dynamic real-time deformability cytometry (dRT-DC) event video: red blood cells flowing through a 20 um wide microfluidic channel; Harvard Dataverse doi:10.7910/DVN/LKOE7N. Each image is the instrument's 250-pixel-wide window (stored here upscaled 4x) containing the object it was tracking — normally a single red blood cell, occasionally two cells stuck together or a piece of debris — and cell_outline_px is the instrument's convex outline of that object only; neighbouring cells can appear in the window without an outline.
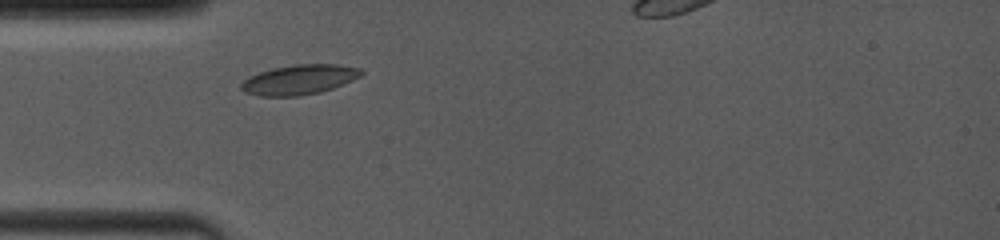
{"species": "common noctule bat (a hibernating species)", "species_latin": "Nyctalus noctula", "temperature_condition": "room temperature", "stored_images_in_passage": 32, "camera_frame_rate_fps": 4000, "um_per_image_px": 0.085, "animal": {"sex": "female", "body_mass_g": 19.0, "forearm_length_mm": 53.3}, "frame": {"image": 1, "passage_image": 4, "time_ms": 1.5, "image_size_px": [1000, 240], "cell_outline_px": [[364, 72], [360, 76], [352, 80], [332, 88], [320, 92], [300, 96], [260, 96], [244, 92], [240, 88], [240, 84], [244, 80], [260, 72], [272, 68], [296, 64], [336, 64], [360, 68]], "centroid_in_image_um": [25.43, 6.77], "position_along_channel_um": 59.6, "area_um2": 20.75}}
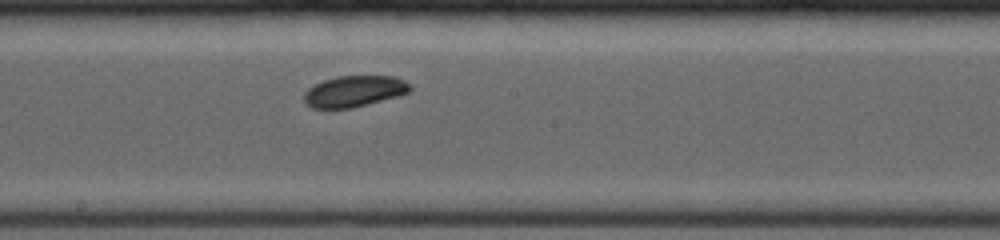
{"frame": {"image": 2, "passage_image": 16, "time_ms": 5.5, "image_size_px": [1000, 240], "cell_outline_px": [[412, 88], [408, 92], [400, 96], [352, 108], [312, 108], [304, 104], [304, 92], [308, 88], [324, 80], [336, 76], [396, 76], [404, 80]], "centroid_in_image_um": [30.1, 7.76], "position_along_channel_um": 218.1, "area_um2": 19.36}}
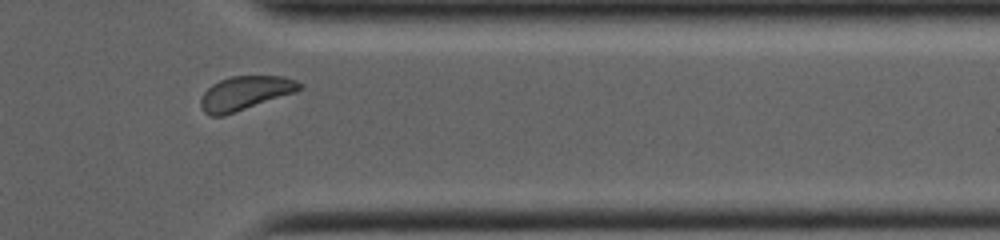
{"frame": {"image": 3, "passage_image": 28, "time_ms": 9.75, "image_size_px": [1000, 240], "cell_outline_px": [[304, 84], [296, 92], [224, 116], [212, 116], [204, 112], [200, 104], [200, 96], [212, 84], [220, 80], [232, 76], [284, 76], [296, 80]], "centroid_in_image_um": [20.83, 7.91], "position_along_channel_um": 390.6, "area_um2": 19.59}}